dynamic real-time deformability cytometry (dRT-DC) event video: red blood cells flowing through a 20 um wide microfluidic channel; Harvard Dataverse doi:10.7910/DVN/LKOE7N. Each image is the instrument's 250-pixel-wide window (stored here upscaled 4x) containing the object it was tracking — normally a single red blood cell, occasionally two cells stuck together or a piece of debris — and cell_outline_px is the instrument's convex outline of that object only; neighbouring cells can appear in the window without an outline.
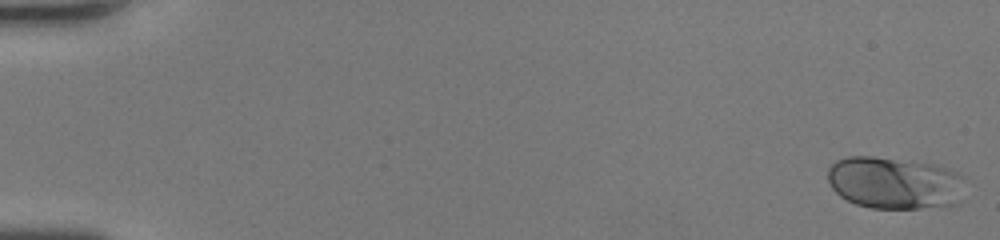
{"species": "human", "species_latin": "Homo sapiens", "temperature_condition": "room temperature", "stored_images_in_passage": 47, "camera_frame_rate_fps": 3000, "um_per_image_px": 0.085, "donor": {"sex": "female"}, "frame": {"image": 1, "passage_image": 1, "time_ms": 0.0, "image_size_px": [1000, 240], "cell_outline_px": [[960, 176], [956, 204], [920, 208], [872, 208], [856, 204], [840, 196], [832, 188], [828, 180], [828, 168], [836, 160], [848, 156], [872, 156], [932, 164], [956, 172]], "centroid_in_image_um": [75.9, 15.54], "position_along_channel_um": 9.1, "area_um2": 40.81}}
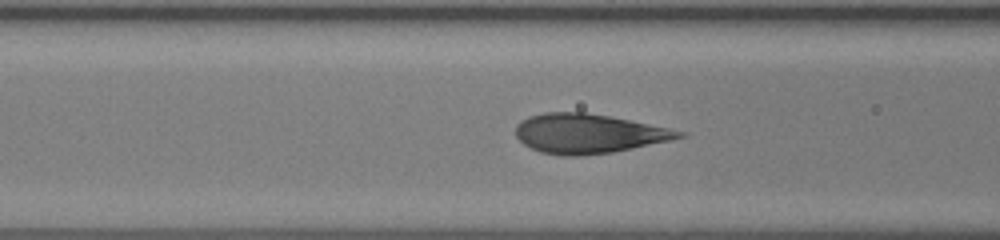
{"frame": {"image": 2, "passage_image": 20, "time_ms": 6.333, "image_size_px": [1000, 240], "cell_outline_px": [[688, 136], [672, 140], [612, 152], [580, 156], [564, 156], [540, 152], [524, 144], [516, 136], [516, 124], [520, 120], [528, 116], [544, 112], [584, 112], [608, 116], [688, 132]], "centroid_in_image_um": [50.0, 11.35], "position_along_channel_um": 116.6, "area_um2": 37.45}}
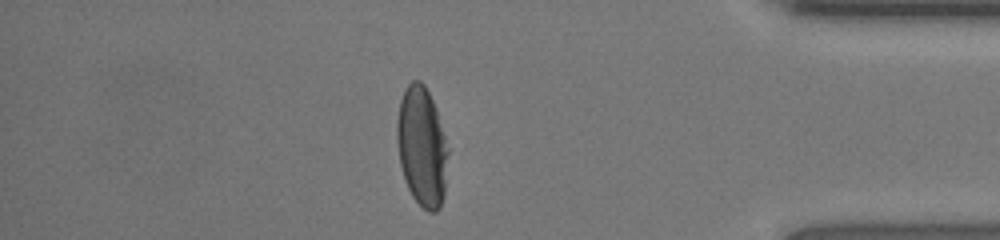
{"frame": {"image": 3, "passage_image": 41, "time_ms": 13.333, "image_size_px": [1000, 240], "cell_outline_px": [[448, 152], [444, 196], [440, 208], [436, 212], [428, 212], [412, 196], [408, 188], [400, 164], [396, 140], [396, 120], [400, 100], [408, 84], [412, 80], [420, 80], [424, 84], [436, 108], [448, 148]], "centroid_in_image_um": [35.85, 12.46], "position_along_channel_um": 399.3, "area_um2": 35.6}}